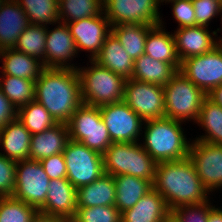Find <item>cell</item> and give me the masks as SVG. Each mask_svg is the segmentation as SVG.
Here are the masks:
<instances>
[{
  "instance_id": "e0dca14e",
  "label": "cell",
  "mask_w": 222,
  "mask_h": 222,
  "mask_svg": "<svg viewBox=\"0 0 222 222\" xmlns=\"http://www.w3.org/2000/svg\"><path fill=\"white\" fill-rule=\"evenodd\" d=\"M217 32H220V28L212 31V33L203 26L177 28L173 35L180 61L210 52L220 43Z\"/></svg>"
},
{
  "instance_id": "ffe728a7",
  "label": "cell",
  "mask_w": 222,
  "mask_h": 222,
  "mask_svg": "<svg viewBox=\"0 0 222 222\" xmlns=\"http://www.w3.org/2000/svg\"><path fill=\"white\" fill-rule=\"evenodd\" d=\"M121 222H170V210L153 188L132 208L121 213Z\"/></svg>"
},
{
  "instance_id": "3957f363",
  "label": "cell",
  "mask_w": 222,
  "mask_h": 222,
  "mask_svg": "<svg viewBox=\"0 0 222 222\" xmlns=\"http://www.w3.org/2000/svg\"><path fill=\"white\" fill-rule=\"evenodd\" d=\"M144 139L141 143L147 153L157 162L182 160L189 156V146L183 122L171 118L144 121Z\"/></svg>"
},
{
  "instance_id": "d6a6232c",
  "label": "cell",
  "mask_w": 222,
  "mask_h": 222,
  "mask_svg": "<svg viewBox=\"0 0 222 222\" xmlns=\"http://www.w3.org/2000/svg\"><path fill=\"white\" fill-rule=\"evenodd\" d=\"M17 119L32 135L44 132L57 124L51 114L36 100L18 108Z\"/></svg>"
},
{
  "instance_id": "7c38bea8",
  "label": "cell",
  "mask_w": 222,
  "mask_h": 222,
  "mask_svg": "<svg viewBox=\"0 0 222 222\" xmlns=\"http://www.w3.org/2000/svg\"><path fill=\"white\" fill-rule=\"evenodd\" d=\"M99 109L112 143L140 141L144 121L124 101L106 104Z\"/></svg>"
},
{
  "instance_id": "44dd1931",
  "label": "cell",
  "mask_w": 222,
  "mask_h": 222,
  "mask_svg": "<svg viewBox=\"0 0 222 222\" xmlns=\"http://www.w3.org/2000/svg\"><path fill=\"white\" fill-rule=\"evenodd\" d=\"M69 141V130L65 123H57L46 131L31 137L29 159L40 161L62 153Z\"/></svg>"
},
{
  "instance_id": "4316f807",
  "label": "cell",
  "mask_w": 222,
  "mask_h": 222,
  "mask_svg": "<svg viewBox=\"0 0 222 222\" xmlns=\"http://www.w3.org/2000/svg\"><path fill=\"white\" fill-rule=\"evenodd\" d=\"M114 177L116 198L115 207L122 213L132 208L145 194L153 189V183L130 175Z\"/></svg>"
},
{
  "instance_id": "9a60e30c",
  "label": "cell",
  "mask_w": 222,
  "mask_h": 222,
  "mask_svg": "<svg viewBox=\"0 0 222 222\" xmlns=\"http://www.w3.org/2000/svg\"><path fill=\"white\" fill-rule=\"evenodd\" d=\"M66 24L75 41L77 51L90 52L91 60L100 53L106 37L111 33V25L104 11L100 15Z\"/></svg>"
},
{
  "instance_id": "7dc6e473",
  "label": "cell",
  "mask_w": 222,
  "mask_h": 222,
  "mask_svg": "<svg viewBox=\"0 0 222 222\" xmlns=\"http://www.w3.org/2000/svg\"><path fill=\"white\" fill-rule=\"evenodd\" d=\"M63 222H78V221H76V220L72 217V218H65V219L63 220Z\"/></svg>"
},
{
  "instance_id": "ac0fdd59",
  "label": "cell",
  "mask_w": 222,
  "mask_h": 222,
  "mask_svg": "<svg viewBox=\"0 0 222 222\" xmlns=\"http://www.w3.org/2000/svg\"><path fill=\"white\" fill-rule=\"evenodd\" d=\"M76 208L77 189L68 179L50 180L45 204L38 212L65 219L74 217Z\"/></svg>"
},
{
  "instance_id": "484cf974",
  "label": "cell",
  "mask_w": 222,
  "mask_h": 222,
  "mask_svg": "<svg viewBox=\"0 0 222 222\" xmlns=\"http://www.w3.org/2000/svg\"><path fill=\"white\" fill-rule=\"evenodd\" d=\"M115 198L114 177L103 174L91 184L77 189V208L115 206Z\"/></svg>"
},
{
  "instance_id": "6da1fadb",
  "label": "cell",
  "mask_w": 222,
  "mask_h": 222,
  "mask_svg": "<svg viewBox=\"0 0 222 222\" xmlns=\"http://www.w3.org/2000/svg\"><path fill=\"white\" fill-rule=\"evenodd\" d=\"M153 188L165 199L170 211L179 206L202 204L210 200V193L189 157L157 163Z\"/></svg>"
},
{
  "instance_id": "603a6c76",
  "label": "cell",
  "mask_w": 222,
  "mask_h": 222,
  "mask_svg": "<svg viewBox=\"0 0 222 222\" xmlns=\"http://www.w3.org/2000/svg\"><path fill=\"white\" fill-rule=\"evenodd\" d=\"M32 134L16 118L0 129V145L8 159L22 161L29 159Z\"/></svg>"
},
{
  "instance_id": "74e56055",
  "label": "cell",
  "mask_w": 222,
  "mask_h": 222,
  "mask_svg": "<svg viewBox=\"0 0 222 222\" xmlns=\"http://www.w3.org/2000/svg\"><path fill=\"white\" fill-rule=\"evenodd\" d=\"M211 200L202 204L183 205L170 211V222H207Z\"/></svg>"
},
{
  "instance_id": "30bf717a",
  "label": "cell",
  "mask_w": 222,
  "mask_h": 222,
  "mask_svg": "<svg viewBox=\"0 0 222 222\" xmlns=\"http://www.w3.org/2000/svg\"><path fill=\"white\" fill-rule=\"evenodd\" d=\"M50 179L40 161L26 159L16 165L15 199L39 210L46 200Z\"/></svg>"
},
{
  "instance_id": "f35d334b",
  "label": "cell",
  "mask_w": 222,
  "mask_h": 222,
  "mask_svg": "<svg viewBox=\"0 0 222 222\" xmlns=\"http://www.w3.org/2000/svg\"><path fill=\"white\" fill-rule=\"evenodd\" d=\"M195 11V26H209L214 17L222 15V0H192Z\"/></svg>"
},
{
  "instance_id": "2e32d148",
  "label": "cell",
  "mask_w": 222,
  "mask_h": 222,
  "mask_svg": "<svg viewBox=\"0 0 222 222\" xmlns=\"http://www.w3.org/2000/svg\"><path fill=\"white\" fill-rule=\"evenodd\" d=\"M48 29L47 27L44 67L72 68L77 70L78 66L69 62L73 61V58L78 55V51L67 24L58 22L55 28L52 30Z\"/></svg>"
},
{
  "instance_id": "60d3db41",
  "label": "cell",
  "mask_w": 222,
  "mask_h": 222,
  "mask_svg": "<svg viewBox=\"0 0 222 222\" xmlns=\"http://www.w3.org/2000/svg\"><path fill=\"white\" fill-rule=\"evenodd\" d=\"M172 3V15L178 23V28L195 26V11L192 0H167Z\"/></svg>"
},
{
  "instance_id": "83f0119b",
  "label": "cell",
  "mask_w": 222,
  "mask_h": 222,
  "mask_svg": "<svg viewBox=\"0 0 222 222\" xmlns=\"http://www.w3.org/2000/svg\"><path fill=\"white\" fill-rule=\"evenodd\" d=\"M177 72L172 64L142 54L134 61L132 79L165 86Z\"/></svg>"
},
{
  "instance_id": "f1b7e54d",
  "label": "cell",
  "mask_w": 222,
  "mask_h": 222,
  "mask_svg": "<svg viewBox=\"0 0 222 222\" xmlns=\"http://www.w3.org/2000/svg\"><path fill=\"white\" fill-rule=\"evenodd\" d=\"M153 27V25L144 24H120L111 26V33L121 43L131 59L135 61L144 54L146 37Z\"/></svg>"
},
{
  "instance_id": "5bb4252c",
  "label": "cell",
  "mask_w": 222,
  "mask_h": 222,
  "mask_svg": "<svg viewBox=\"0 0 222 222\" xmlns=\"http://www.w3.org/2000/svg\"><path fill=\"white\" fill-rule=\"evenodd\" d=\"M188 157L209 193L222 188V145L193 139Z\"/></svg>"
},
{
  "instance_id": "7a4b0ae2",
  "label": "cell",
  "mask_w": 222,
  "mask_h": 222,
  "mask_svg": "<svg viewBox=\"0 0 222 222\" xmlns=\"http://www.w3.org/2000/svg\"><path fill=\"white\" fill-rule=\"evenodd\" d=\"M35 100L57 123L67 124L83 103L78 71L72 68H45L35 81Z\"/></svg>"
},
{
  "instance_id": "cb8c5ba5",
  "label": "cell",
  "mask_w": 222,
  "mask_h": 222,
  "mask_svg": "<svg viewBox=\"0 0 222 222\" xmlns=\"http://www.w3.org/2000/svg\"><path fill=\"white\" fill-rule=\"evenodd\" d=\"M163 25L164 23L156 25L148 32L144 54L154 60L172 64L180 71L181 61L176 51L174 35L167 32Z\"/></svg>"
},
{
  "instance_id": "b9f144b4",
  "label": "cell",
  "mask_w": 222,
  "mask_h": 222,
  "mask_svg": "<svg viewBox=\"0 0 222 222\" xmlns=\"http://www.w3.org/2000/svg\"><path fill=\"white\" fill-rule=\"evenodd\" d=\"M40 163L49 179L67 178L65 159L62 153L40 160Z\"/></svg>"
},
{
  "instance_id": "7402d4cb",
  "label": "cell",
  "mask_w": 222,
  "mask_h": 222,
  "mask_svg": "<svg viewBox=\"0 0 222 222\" xmlns=\"http://www.w3.org/2000/svg\"><path fill=\"white\" fill-rule=\"evenodd\" d=\"M1 75H9L36 81L45 69L43 62L15 48L0 51Z\"/></svg>"
},
{
  "instance_id": "8d00e7d4",
  "label": "cell",
  "mask_w": 222,
  "mask_h": 222,
  "mask_svg": "<svg viewBox=\"0 0 222 222\" xmlns=\"http://www.w3.org/2000/svg\"><path fill=\"white\" fill-rule=\"evenodd\" d=\"M73 218L78 222H121V212L115 206L76 208Z\"/></svg>"
},
{
  "instance_id": "e575fe53",
  "label": "cell",
  "mask_w": 222,
  "mask_h": 222,
  "mask_svg": "<svg viewBox=\"0 0 222 222\" xmlns=\"http://www.w3.org/2000/svg\"><path fill=\"white\" fill-rule=\"evenodd\" d=\"M47 26L29 24L18 37L15 49L45 62Z\"/></svg>"
},
{
  "instance_id": "8fae6325",
  "label": "cell",
  "mask_w": 222,
  "mask_h": 222,
  "mask_svg": "<svg viewBox=\"0 0 222 222\" xmlns=\"http://www.w3.org/2000/svg\"><path fill=\"white\" fill-rule=\"evenodd\" d=\"M123 101L143 121L165 117L163 86L135 79H126Z\"/></svg>"
},
{
  "instance_id": "5b68a950",
  "label": "cell",
  "mask_w": 222,
  "mask_h": 222,
  "mask_svg": "<svg viewBox=\"0 0 222 222\" xmlns=\"http://www.w3.org/2000/svg\"><path fill=\"white\" fill-rule=\"evenodd\" d=\"M89 62L92 66L77 69L81 81L82 102L100 107L123 101L126 79L94 60L90 59Z\"/></svg>"
},
{
  "instance_id": "f546056e",
  "label": "cell",
  "mask_w": 222,
  "mask_h": 222,
  "mask_svg": "<svg viewBox=\"0 0 222 222\" xmlns=\"http://www.w3.org/2000/svg\"><path fill=\"white\" fill-rule=\"evenodd\" d=\"M196 123L204 129L205 134L199 135L195 140L222 145V107L206 97Z\"/></svg>"
},
{
  "instance_id": "ee69618b",
  "label": "cell",
  "mask_w": 222,
  "mask_h": 222,
  "mask_svg": "<svg viewBox=\"0 0 222 222\" xmlns=\"http://www.w3.org/2000/svg\"><path fill=\"white\" fill-rule=\"evenodd\" d=\"M64 219L37 212L30 222H63Z\"/></svg>"
},
{
  "instance_id": "52a82bcc",
  "label": "cell",
  "mask_w": 222,
  "mask_h": 222,
  "mask_svg": "<svg viewBox=\"0 0 222 222\" xmlns=\"http://www.w3.org/2000/svg\"><path fill=\"white\" fill-rule=\"evenodd\" d=\"M69 139L81 142L91 150L103 154L112 144L100 109L82 103L67 123Z\"/></svg>"
},
{
  "instance_id": "836d02e7",
  "label": "cell",
  "mask_w": 222,
  "mask_h": 222,
  "mask_svg": "<svg viewBox=\"0 0 222 222\" xmlns=\"http://www.w3.org/2000/svg\"><path fill=\"white\" fill-rule=\"evenodd\" d=\"M58 7L61 23L90 18L104 11L103 0H58Z\"/></svg>"
},
{
  "instance_id": "d4e9b609",
  "label": "cell",
  "mask_w": 222,
  "mask_h": 222,
  "mask_svg": "<svg viewBox=\"0 0 222 222\" xmlns=\"http://www.w3.org/2000/svg\"><path fill=\"white\" fill-rule=\"evenodd\" d=\"M94 61L125 79L132 78L134 61L112 33L106 37L101 51Z\"/></svg>"
},
{
  "instance_id": "4fadbf2b",
  "label": "cell",
  "mask_w": 222,
  "mask_h": 222,
  "mask_svg": "<svg viewBox=\"0 0 222 222\" xmlns=\"http://www.w3.org/2000/svg\"><path fill=\"white\" fill-rule=\"evenodd\" d=\"M180 72L208 95L222 84V43L210 52L183 60Z\"/></svg>"
},
{
  "instance_id": "7bdbcfd3",
  "label": "cell",
  "mask_w": 222,
  "mask_h": 222,
  "mask_svg": "<svg viewBox=\"0 0 222 222\" xmlns=\"http://www.w3.org/2000/svg\"><path fill=\"white\" fill-rule=\"evenodd\" d=\"M17 118V109L0 89V129Z\"/></svg>"
},
{
  "instance_id": "277c9868",
  "label": "cell",
  "mask_w": 222,
  "mask_h": 222,
  "mask_svg": "<svg viewBox=\"0 0 222 222\" xmlns=\"http://www.w3.org/2000/svg\"><path fill=\"white\" fill-rule=\"evenodd\" d=\"M102 155L105 174L130 175L154 182L157 162L141 142L112 143Z\"/></svg>"
},
{
  "instance_id": "c3c4849f",
  "label": "cell",
  "mask_w": 222,
  "mask_h": 222,
  "mask_svg": "<svg viewBox=\"0 0 222 222\" xmlns=\"http://www.w3.org/2000/svg\"><path fill=\"white\" fill-rule=\"evenodd\" d=\"M221 17V23H222V15L220 16ZM222 29V28H221ZM219 38V41H220V43H222V38L221 37H218Z\"/></svg>"
},
{
  "instance_id": "bcb514c9",
  "label": "cell",
  "mask_w": 222,
  "mask_h": 222,
  "mask_svg": "<svg viewBox=\"0 0 222 222\" xmlns=\"http://www.w3.org/2000/svg\"><path fill=\"white\" fill-rule=\"evenodd\" d=\"M207 222H222V208L214 205L208 212Z\"/></svg>"
},
{
  "instance_id": "d590c367",
  "label": "cell",
  "mask_w": 222,
  "mask_h": 222,
  "mask_svg": "<svg viewBox=\"0 0 222 222\" xmlns=\"http://www.w3.org/2000/svg\"><path fill=\"white\" fill-rule=\"evenodd\" d=\"M38 210L14 197H0V222H30Z\"/></svg>"
},
{
  "instance_id": "8992f818",
  "label": "cell",
  "mask_w": 222,
  "mask_h": 222,
  "mask_svg": "<svg viewBox=\"0 0 222 222\" xmlns=\"http://www.w3.org/2000/svg\"><path fill=\"white\" fill-rule=\"evenodd\" d=\"M165 98V117L176 121L197 122L203 100L207 95L186 76L178 71L163 86Z\"/></svg>"
},
{
  "instance_id": "9c48e42d",
  "label": "cell",
  "mask_w": 222,
  "mask_h": 222,
  "mask_svg": "<svg viewBox=\"0 0 222 222\" xmlns=\"http://www.w3.org/2000/svg\"><path fill=\"white\" fill-rule=\"evenodd\" d=\"M104 13L111 26L120 24L159 25L160 0H103Z\"/></svg>"
},
{
  "instance_id": "f6af8a7d",
  "label": "cell",
  "mask_w": 222,
  "mask_h": 222,
  "mask_svg": "<svg viewBox=\"0 0 222 222\" xmlns=\"http://www.w3.org/2000/svg\"><path fill=\"white\" fill-rule=\"evenodd\" d=\"M207 97L215 104L222 107V84L218 85L210 93H208Z\"/></svg>"
},
{
  "instance_id": "ba28073f",
  "label": "cell",
  "mask_w": 222,
  "mask_h": 222,
  "mask_svg": "<svg viewBox=\"0 0 222 222\" xmlns=\"http://www.w3.org/2000/svg\"><path fill=\"white\" fill-rule=\"evenodd\" d=\"M68 181L76 188L89 185L104 173L103 155L69 139L62 152Z\"/></svg>"
},
{
  "instance_id": "d6986e66",
  "label": "cell",
  "mask_w": 222,
  "mask_h": 222,
  "mask_svg": "<svg viewBox=\"0 0 222 222\" xmlns=\"http://www.w3.org/2000/svg\"><path fill=\"white\" fill-rule=\"evenodd\" d=\"M29 24L28 16L15 0H4L0 5V51L14 48Z\"/></svg>"
},
{
  "instance_id": "ab89813d",
  "label": "cell",
  "mask_w": 222,
  "mask_h": 222,
  "mask_svg": "<svg viewBox=\"0 0 222 222\" xmlns=\"http://www.w3.org/2000/svg\"><path fill=\"white\" fill-rule=\"evenodd\" d=\"M0 152V197L13 196L16 184L17 161L8 159Z\"/></svg>"
},
{
  "instance_id": "1f68e13d",
  "label": "cell",
  "mask_w": 222,
  "mask_h": 222,
  "mask_svg": "<svg viewBox=\"0 0 222 222\" xmlns=\"http://www.w3.org/2000/svg\"><path fill=\"white\" fill-rule=\"evenodd\" d=\"M0 89L16 109L35 100L34 80L2 75Z\"/></svg>"
},
{
  "instance_id": "4dcf8cb0",
  "label": "cell",
  "mask_w": 222,
  "mask_h": 222,
  "mask_svg": "<svg viewBox=\"0 0 222 222\" xmlns=\"http://www.w3.org/2000/svg\"><path fill=\"white\" fill-rule=\"evenodd\" d=\"M25 14L30 24L41 26L56 25L59 20L58 0H15Z\"/></svg>"
}]
</instances>
